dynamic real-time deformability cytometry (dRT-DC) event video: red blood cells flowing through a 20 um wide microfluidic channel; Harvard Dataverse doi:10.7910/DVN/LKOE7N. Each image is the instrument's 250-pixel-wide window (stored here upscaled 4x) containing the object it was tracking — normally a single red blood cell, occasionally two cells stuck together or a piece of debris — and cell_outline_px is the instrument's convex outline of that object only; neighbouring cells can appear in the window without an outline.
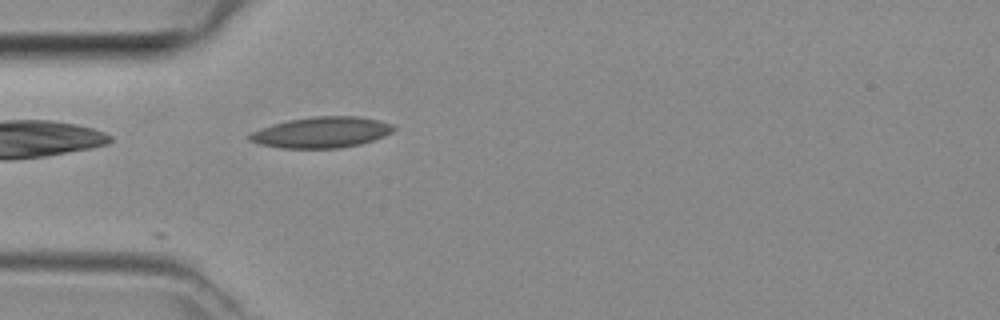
{"species": "common noctule bat (a hibernating species)", "species_latin": "Nyctalus noctula", "temperature_condition": "room temperature", "stored_images_in_passage": 11, "camera_frame_rate_fps": 3000, "um_per_image_px": 0.085, "animal": {"sex": "female", "body_mass_g": 29.2, "forearm_length_mm": 56.3}, "frame": {"image": 1, "passage_image": 1, "time_ms": 0.0, "image_size_px": [1000, 320], "cell_outline_px": [[396, 128], [392, 132], [384, 136], [360, 144], [340, 148], [280, 148], [260, 144], [248, 140], [248, 136], [252, 132], [260, 128], [272, 124], [288, 120], [312, 116], [360, 116], [380, 120], [392, 124]], "centroid_in_image_um": [27.33, 11.24], "position_along_channel_um": 57.7, "area_um2": 26.07}}
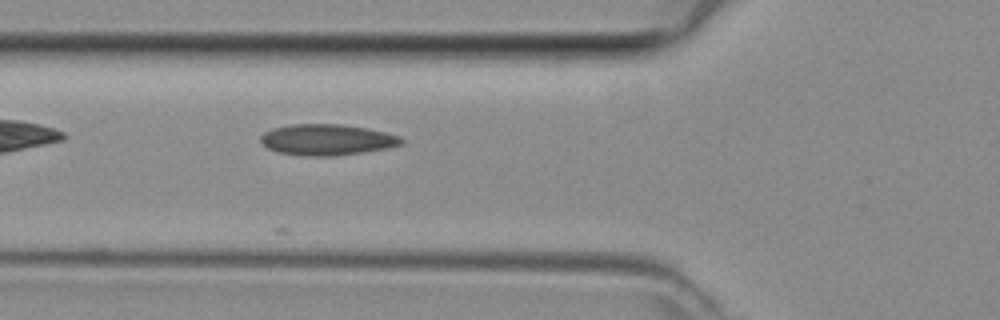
{"frame": {"image": 2, "passage_image": 4, "time_ms": 1.0, "image_size_px": [1000, 320], "cell_outline_px": [[404, 144], [388, 148], [364, 152], [332, 156], [308, 156], [276, 152], [268, 148], [260, 140], [260, 136], [264, 132], [272, 128], [292, 124], [340, 124], [368, 128], [400, 136], [404, 140]], "centroid_in_image_um": [27.81, 11.87], "position_along_channel_um": 98.0, "area_um2": 25.55}}